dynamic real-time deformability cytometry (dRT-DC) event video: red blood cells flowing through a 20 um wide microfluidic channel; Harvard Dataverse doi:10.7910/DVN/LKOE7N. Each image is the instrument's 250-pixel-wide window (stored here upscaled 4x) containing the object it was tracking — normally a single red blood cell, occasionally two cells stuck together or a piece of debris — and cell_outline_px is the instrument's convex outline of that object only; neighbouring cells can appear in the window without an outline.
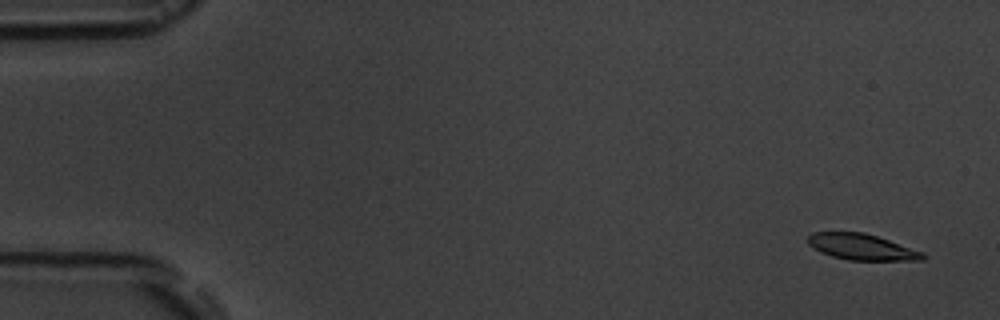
{"species": "common noctule bat (a hibernating species)", "species_latin": "Nyctalus noctula", "temperature_condition": "room temperature", "stored_images_in_passage": 4, "camera_frame_rate_fps": 3000, "um_per_image_px": 0.085, "animal": {"sex": "male", "body_mass_g": 19.5, "forearm_length_mm": 54.6}, "frame": {"image": 1, "passage_image": 1, "time_ms": 0.0, "image_size_px": [1000, 320], "cell_outline_px": [[924, 260], [848, 260], [832, 256], [820, 252], [812, 248], [808, 244], [808, 236], [812, 232], [864, 232], [924, 252]], "centroid_in_image_um": [73.21, 20.99], "position_along_channel_um": 11.8, "area_um2": 17.34}}
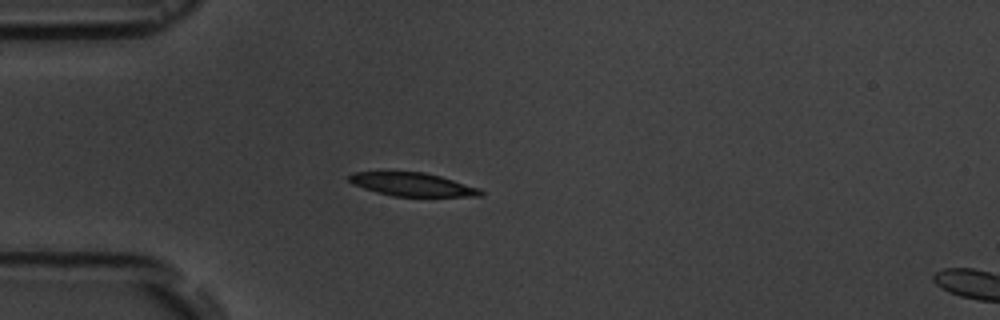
{"frame": {"image": 2, "passage_image": 4, "time_ms": 4.333, "image_size_px": [1000, 320], "cell_outline_px": [[484, 196], [392, 196], [376, 192], [352, 184], [348, 180], [348, 176], [352, 172], [424, 172], [440, 176], [480, 188], [484, 192]], "centroid_in_image_um": [35.06, 15.68], "position_along_channel_um": 49.9, "area_um2": 17.86}}